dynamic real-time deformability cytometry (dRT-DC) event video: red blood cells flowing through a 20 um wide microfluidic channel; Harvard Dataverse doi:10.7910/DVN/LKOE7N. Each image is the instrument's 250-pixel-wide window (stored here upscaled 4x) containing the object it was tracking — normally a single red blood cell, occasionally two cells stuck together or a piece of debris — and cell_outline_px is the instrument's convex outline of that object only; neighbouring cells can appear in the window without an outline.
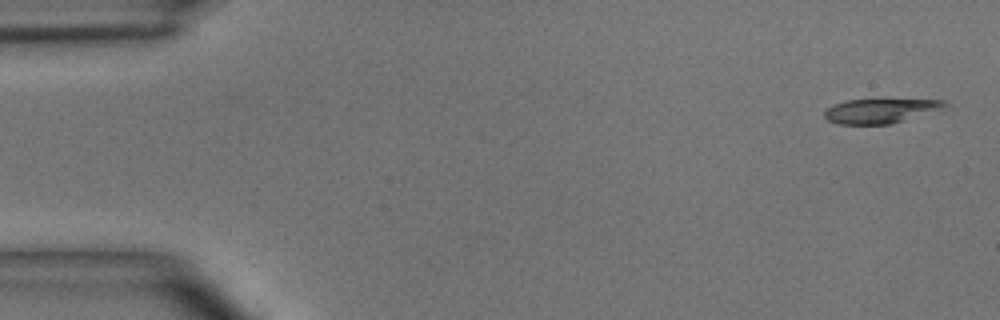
{"species": "common noctule bat (a hibernating species)", "species_latin": "Nyctalus noctula", "temperature_condition": "room temperature", "stored_images_in_passage": 5, "camera_frame_rate_fps": 3000, "um_per_image_px": 0.085, "animal": {"sex": "male", "body_mass_g": 15.6}, "frame": {"image": 1, "passage_image": 1, "time_ms": 0.0, "image_size_px": [1000, 320], "cell_outline_px": [[948, 104], [940, 108], [892, 124], [836, 124], [828, 120], [824, 116], [824, 112], [832, 104], [848, 100], [944, 100]], "centroid_in_image_um": [74.73, 9.43], "position_along_channel_um": 10.3, "area_um2": 16.65}}
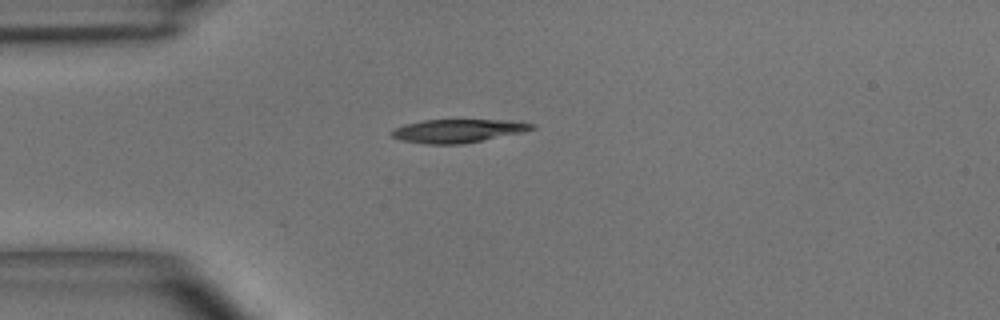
{"frame": {"image": 2, "passage_image": 4, "time_ms": 3.667, "image_size_px": [1000, 320], "cell_outline_px": [[536, 128], [520, 132], [460, 144], [428, 144], [400, 140], [392, 136], [392, 132], [396, 128], [404, 124], [424, 120], [512, 120], [536, 124]], "centroid_in_image_um": [38.91, 11.11], "position_along_channel_um": 46.1, "area_um2": 18.73}}